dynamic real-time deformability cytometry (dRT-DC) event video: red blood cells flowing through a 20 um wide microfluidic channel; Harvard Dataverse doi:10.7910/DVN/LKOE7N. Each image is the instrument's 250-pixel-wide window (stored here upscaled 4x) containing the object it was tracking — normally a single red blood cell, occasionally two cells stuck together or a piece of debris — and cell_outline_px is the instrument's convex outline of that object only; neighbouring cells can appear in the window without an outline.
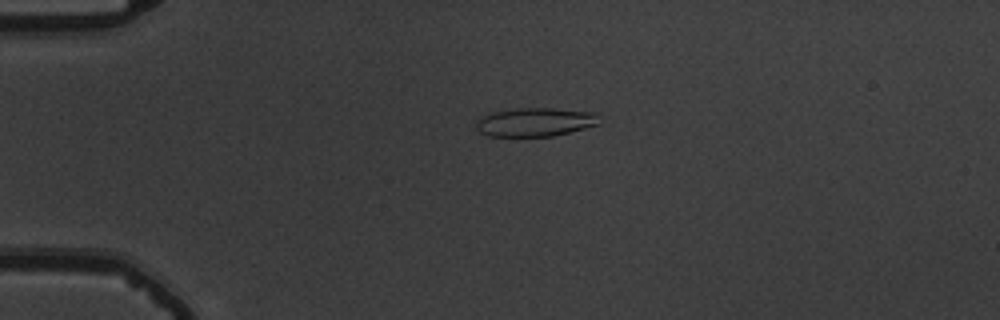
{"species": "common noctule bat (a hibernating species)", "species_latin": "Nyctalus noctula", "temperature_condition": "warm", "stored_images_in_passage": 42, "camera_frame_rate_fps": 3000, "um_per_image_px": 0.085, "animal": {"sex": "male", "body_mass_g": 19.5, "forearm_length_mm": 54.6}, "frame": {"image": 1, "passage_image": 1, "time_ms": 0.0, "image_size_px": [1000, 320], "cell_outline_px": [[600, 124], [552, 136], [488, 136], [480, 132], [476, 128], [476, 120], [492, 112], [516, 108], [552, 108], [596, 112]], "centroid_in_image_um": [45.48, 10.37], "position_along_channel_um": 39.5, "area_um2": 20.52}}
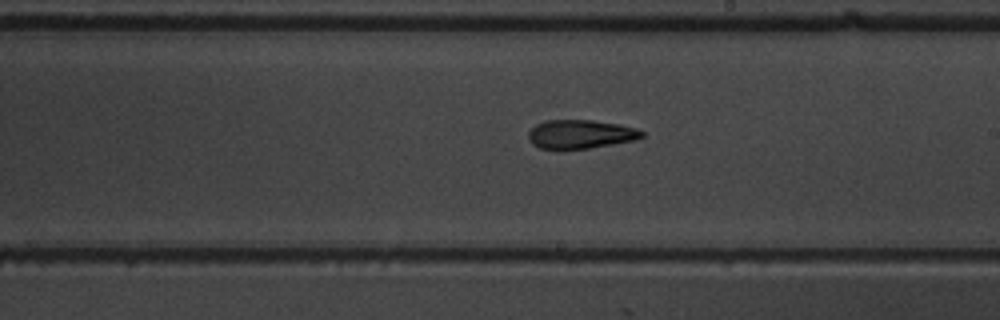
{"frame": {"image": 2, "passage_image": 20, "time_ms": 6.333, "image_size_px": [1000, 320], "cell_outline_px": [[644, 136], [636, 140], [588, 148], [540, 148], [532, 144], [528, 136], [528, 132], [536, 124], [544, 120], [592, 120], [620, 124], [636, 128], [644, 132]], "centroid_in_image_um": [49.36, 11.39], "position_along_channel_um": 239.6, "area_um2": 18.9}}
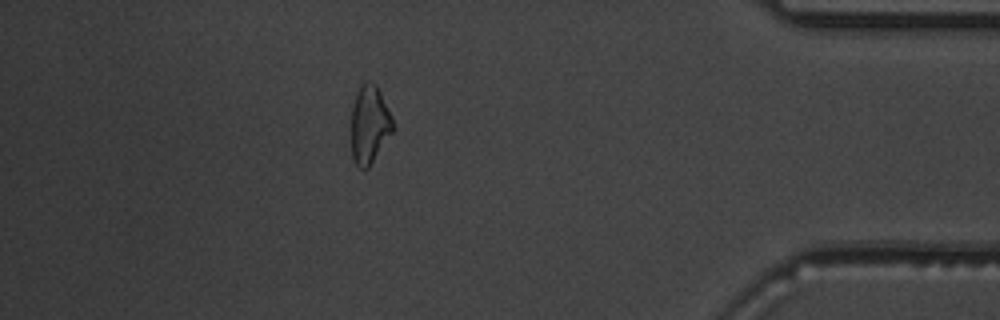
{"frame": {"image": 3, "passage_image": 36, "time_ms": 11.667, "image_size_px": [1000, 320], "cell_outline_px": [[392, 132], [368, 168], [360, 168], [356, 164], [352, 156], [352, 104], [360, 84], [364, 80], [368, 80], [376, 84], [392, 116]], "centroid_in_image_um": [31.39, 10.53], "position_along_channel_um": 403.8, "area_um2": 18.73}, "authors_computed_cell_mechanics": {"area_um2": 19.3052, "velocity_mm_per_s": 3.7743, "shape_relaxation_time_tau1_ms": null, "shape_relaxation_time_tau2_ms": 3.6589, "deformation_change_tau1": null, "deformation_change_tau2": 0.1282}}